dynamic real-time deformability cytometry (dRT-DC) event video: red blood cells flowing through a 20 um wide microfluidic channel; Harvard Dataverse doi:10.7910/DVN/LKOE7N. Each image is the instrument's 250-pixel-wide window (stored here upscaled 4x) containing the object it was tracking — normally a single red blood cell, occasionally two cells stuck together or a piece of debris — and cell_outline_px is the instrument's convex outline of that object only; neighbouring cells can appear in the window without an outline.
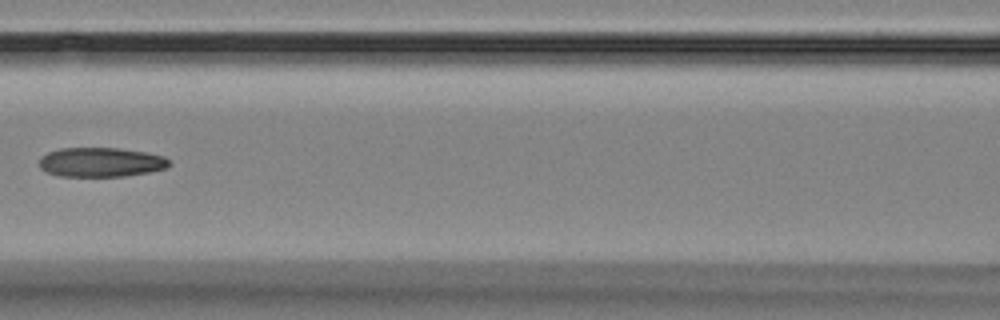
{"species": "Egyptian fruit bat (a non-hibernating species)", "species_latin": "Rousettus aegyptiacus", "temperature_condition": "room temperature", "stored_images_in_passage": 3, "camera_frame_rate_fps": 3000, "um_per_image_px": 0.085, "animal": {"sex": "female"}, "frame": {"image": 1, "passage_image": 3, "time_ms": 2.667, "image_size_px": [1000, 320], "cell_outline_px": [[168, 164], [164, 168], [148, 172], [124, 176], [60, 176], [48, 172], [40, 168], [40, 156], [48, 152], [60, 148], [120, 148], [144, 152], [164, 156], [168, 160]], "centroid_in_image_um": [8.53, 13.78], "position_along_channel_um": 158.1, "area_um2": 22.02}}